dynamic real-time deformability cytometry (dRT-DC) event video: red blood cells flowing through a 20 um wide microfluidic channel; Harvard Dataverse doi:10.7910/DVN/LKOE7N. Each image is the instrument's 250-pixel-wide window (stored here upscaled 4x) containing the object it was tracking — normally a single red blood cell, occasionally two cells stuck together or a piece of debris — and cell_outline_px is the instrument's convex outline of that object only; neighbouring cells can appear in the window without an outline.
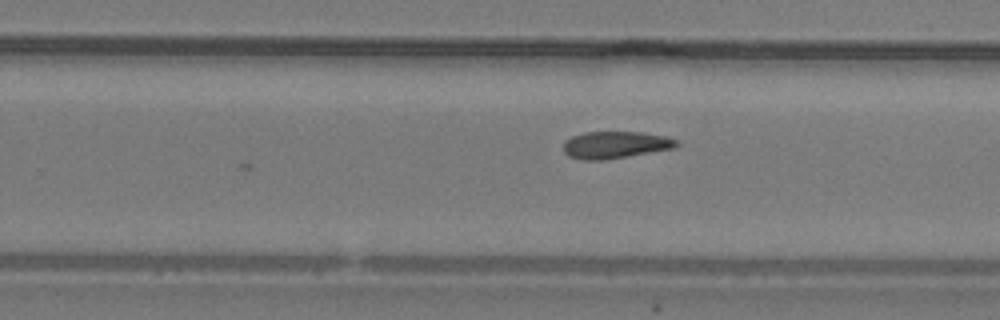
{"species": "common noctule bat (a hibernating species)", "species_latin": "Nyctalus noctula", "temperature_condition": "warm", "stored_images_in_passage": 16, "camera_frame_rate_fps": 3000, "um_per_image_px": 0.085, "animal": {"sex": "male", "body_mass_g": 19.2, "forearm_length_mm": 51.8}, "frame": {"image": 1, "passage_image": 16, "time_ms": 5.0, "image_size_px": [1000, 320], "cell_outline_px": [[680, 144], [676, 148], [604, 160], [580, 160], [568, 156], [564, 152], [564, 140], [572, 136], [584, 132], [644, 132], [668, 136], [676, 140]], "centroid_in_image_um": [52.32, 12.31], "position_along_channel_um": 277.5, "area_um2": 18.09}}